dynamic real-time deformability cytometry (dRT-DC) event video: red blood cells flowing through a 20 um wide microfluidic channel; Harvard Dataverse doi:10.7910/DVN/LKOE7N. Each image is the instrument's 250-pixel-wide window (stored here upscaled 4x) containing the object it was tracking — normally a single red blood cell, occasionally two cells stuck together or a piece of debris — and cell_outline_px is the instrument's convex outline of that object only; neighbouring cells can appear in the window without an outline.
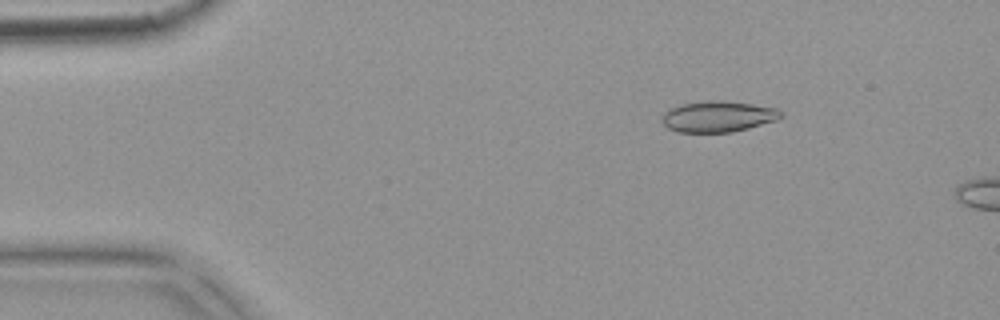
{"species": "common noctule bat (a hibernating species)", "species_latin": "Nyctalus noctula", "temperature_condition": "warm", "stored_images_in_passage": 4, "camera_frame_rate_fps": 3000, "um_per_image_px": 0.085, "animal": {"sex": "female", "body_mass_g": 18.4}, "frame": {"image": 1, "passage_image": 2, "time_ms": 0.333, "image_size_px": [1000, 320], "cell_outline_px": [[784, 116], [776, 120], [748, 128], [732, 132], [680, 132], [668, 128], [660, 120], [664, 112], [680, 104], [704, 100], [724, 100], [752, 104], [776, 108], [784, 112]], "centroid_in_image_um": [61.04, 9.89], "position_along_channel_um": 24.0, "area_um2": 21.62}}